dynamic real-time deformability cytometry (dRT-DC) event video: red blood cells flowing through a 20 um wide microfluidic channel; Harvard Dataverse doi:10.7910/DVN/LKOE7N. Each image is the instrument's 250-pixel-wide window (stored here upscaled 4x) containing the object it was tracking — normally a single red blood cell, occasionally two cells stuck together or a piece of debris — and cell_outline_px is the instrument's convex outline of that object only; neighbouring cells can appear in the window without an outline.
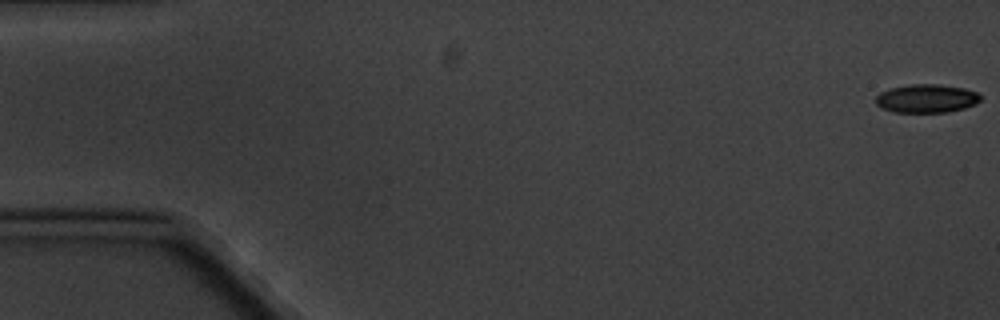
{"species": "common noctule bat (a hibernating species)", "species_latin": "Nyctalus noctula", "temperature_condition": "cold", "stored_images_in_passage": 6, "segment_of_instrument_passage": [1, 2], "camera_frame_rate_fps": 3000, "um_per_image_px": 0.085, "animal": {"sex": "male", "body_mass_g": 20.1, "forearm_length_mm": 53.5}, "frame": {"image": 1, "passage_image": 1, "time_ms": 0.0, "image_size_px": [1000, 320], "cell_outline_px": [[980, 100], [976, 104], [964, 108], [948, 112], [896, 112], [880, 108], [876, 104], [876, 96], [880, 92], [888, 88], [908, 84], [940, 84], [964, 88], [976, 92], [980, 96]], "centroid_in_image_um": [78.72, 8.36], "position_along_channel_um": 6.3, "area_um2": 17.51}}